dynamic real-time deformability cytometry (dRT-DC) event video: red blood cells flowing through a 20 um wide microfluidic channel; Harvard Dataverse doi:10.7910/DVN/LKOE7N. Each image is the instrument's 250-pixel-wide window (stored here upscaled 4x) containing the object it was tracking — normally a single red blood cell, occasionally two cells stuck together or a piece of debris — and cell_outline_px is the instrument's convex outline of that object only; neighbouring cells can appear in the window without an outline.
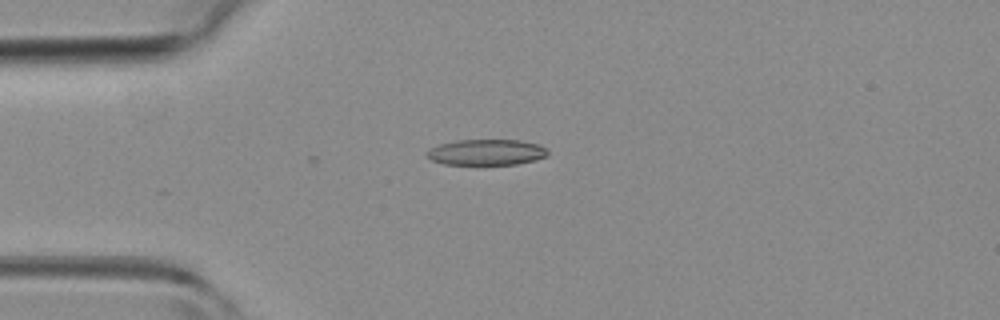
{"species": "common noctule bat (a hibernating species)", "species_latin": "Nyctalus noctula", "temperature_condition": "room temperature", "stored_images_in_passage": 5, "camera_frame_rate_fps": 3000, "um_per_image_px": 0.085, "animal": {"sex": "female", "body_mass_g": 19.3, "forearm_length_mm": 54.1}, "frame": {"image": 1, "passage_image": 4, "time_ms": 3.333, "image_size_px": [1000, 320], "cell_outline_px": [[548, 156], [536, 160], [516, 164], [444, 164], [432, 160], [424, 152], [440, 144], [456, 140], [520, 140], [536, 144], [544, 148], [548, 152]], "centroid_in_image_um": [41.35, 12.94], "position_along_channel_um": 43.7, "area_um2": 18.03}}